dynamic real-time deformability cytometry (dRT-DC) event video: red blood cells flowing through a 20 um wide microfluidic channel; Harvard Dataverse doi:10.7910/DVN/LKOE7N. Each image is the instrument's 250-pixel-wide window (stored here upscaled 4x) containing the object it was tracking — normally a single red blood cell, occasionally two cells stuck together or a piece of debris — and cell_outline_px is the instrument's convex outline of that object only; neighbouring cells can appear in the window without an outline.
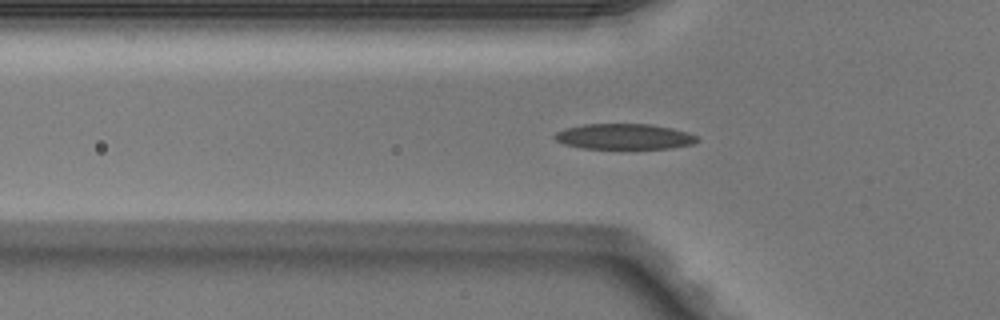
{"species": "Egyptian fruit bat (a non-hibernating species)", "species_latin": "Rousettus aegyptiacus", "temperature_condition": "warm", "stored_images_in_passage": 46, "camera_frame_rate_fps": 3000, "um_per_image_px": 0.085, "animal": {"sex": "male"}, "frame": {"image": 1, "passage_image": 12, "time_ms": 3.667, "image_size_px": [1000, 320], "cell_outline_px": [[700, 140], [692, 144], [672, 148], [584, 148], [564, 144], [556, 140], [552, 136], [556, 132], [564, 128], [584, 124], [652, 124], [672, 128], [688, 132], [696, 136]], "centroid_in_image_um": [53.05, 11.6], "position_along_channel_um": 72.7, "area_um2": 21.21}}
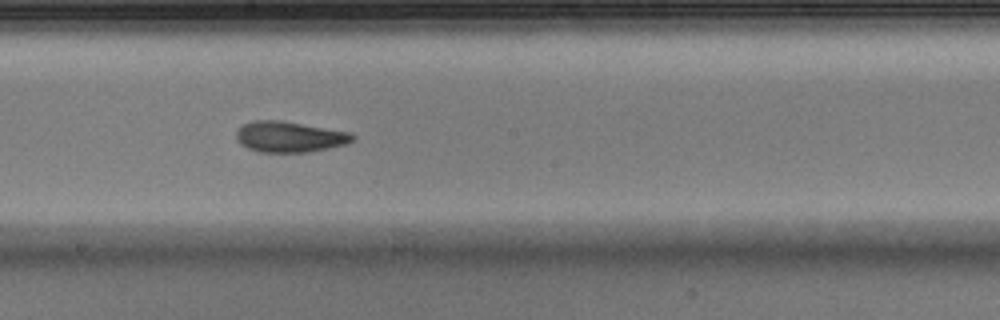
{"frame": {"image": 2, "passage_image": 23, "time_ms": 7.333, "image_size_px": [1000, 320], "cell_outline_px": [[356, 136], [352, 140], [344, 144], [312, 152], [260, 152], [248, 148], [240, 144], [236, 140], [236, 128], [240, 124], [252, 120], [280, 120], [352, 132]], "centroid_in_image_um": [24.56, 11.61], "position_along_channel_um": 223.6, "area_um2": 21.15}}
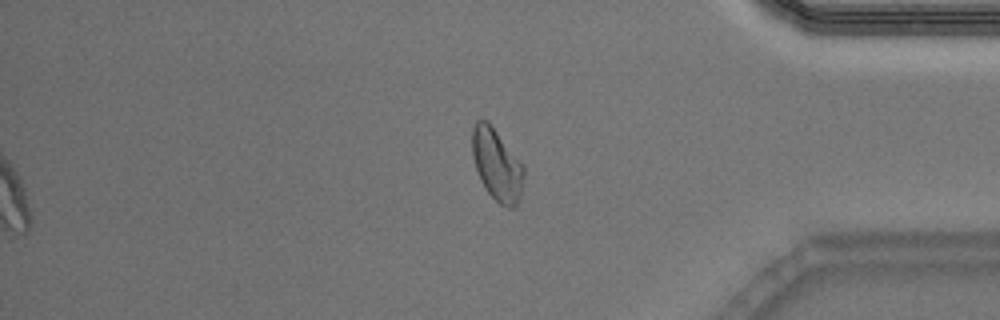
{"frame": {"image": 3, "passage_image": 37, "time_ms": 12.0, "image_size_px": [1000, 320], "cell_outline_px": [[524, 176], [520, 196], [516, 208], [508, 208], [500, 204], [488, 192], [480, 180], [472, 156], [472, 128], [476, 120], [488, 120], [524, 164]], "centroid_in_image_um": [42.24, 13.98], "position_along_channel_um": 393.0, "area_um2": 21.85}, "authors_computed_cell_mechanics": {"area_um2": 21.0392, "velocity_mm_per_s": 4.0903, "shape_relaxation_time_tau1_ms": 3.8603, "shape_relaxation_time_tau2_ms": 1.8058, "deformation_change_tau1": 0.1536, "deformation_change_tau2": 0.0868}}